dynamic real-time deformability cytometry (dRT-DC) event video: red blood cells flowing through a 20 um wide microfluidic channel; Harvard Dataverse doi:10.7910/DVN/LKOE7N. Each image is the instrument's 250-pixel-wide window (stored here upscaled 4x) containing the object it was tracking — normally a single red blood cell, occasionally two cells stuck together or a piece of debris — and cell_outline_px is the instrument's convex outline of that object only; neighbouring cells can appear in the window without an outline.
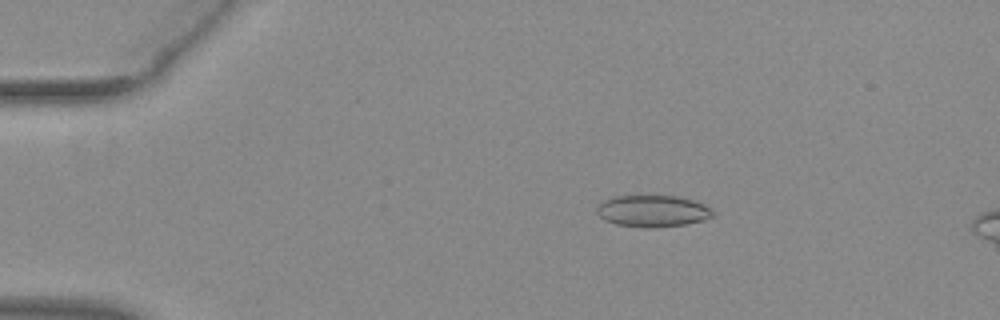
{"species": "common noctule bat (a hibernating species)", "species_latin": "Nyctalus noctula", "temperature_condition": "warm", "stored_images_in_passage": 15, "camera_frame_rate_fps": 3000, "um_per_image_px": 0.085, "animal": {"sex": "female", "body_mass_g": 29.2, "forearm_length_mm": 56.3}, "frame": {"image": 1, "passage_image": 7, "time_ms": 2.0, "image_size_px": [1000, 320], "cell_outline_px": [[716, 212], [712, 216], [704, 220], [688, 224], [652, 228], [644, 228], [616, 224], [604, 220], [596, 212], [596, 208], [604, 200], [616, 196], [676, 196], [692, 200], [704, 204]], "centroid_in_image_um": [55.49, 17.95], "position_along_channel_um": 29.5, "area_um2": 21.5}}